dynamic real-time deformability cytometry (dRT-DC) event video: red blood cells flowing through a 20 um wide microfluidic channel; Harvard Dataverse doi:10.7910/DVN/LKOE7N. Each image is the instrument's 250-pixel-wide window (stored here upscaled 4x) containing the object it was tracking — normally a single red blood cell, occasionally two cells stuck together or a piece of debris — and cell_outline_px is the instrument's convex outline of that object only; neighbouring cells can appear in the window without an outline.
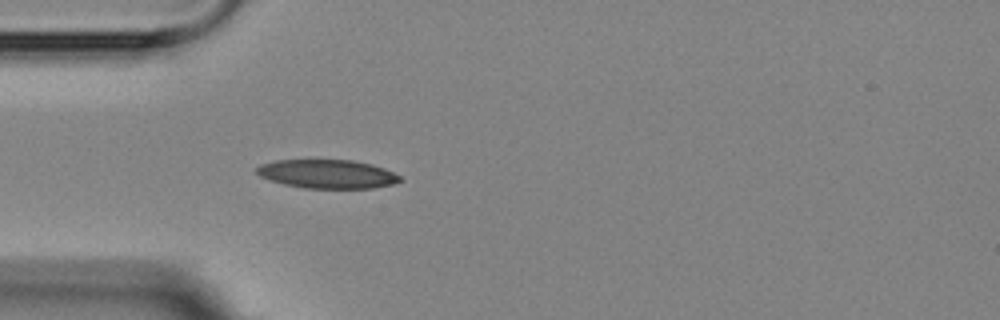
{"species": "Egyptian fruit bat (a non-hibernating species)", "species_latin": "Rousettus aegyptiacus", "temperature_condition": "room temperature", "stored_images_in_passage": 1, "camera_frame_rate_fps": 3000, "um_per_image_px": 0.085, "animal": {"sex": "female"}, "frame": {"image": 1, "passage_image": 1, "time_ms": 0.0, "image_size_px": [1000, 320], "cell_outline_px": [[404, 180], [392, 184], [372, 188], [304, 188], [284, 184], [260, 176], [256, 172], [256, 168], [260, 164], [276, 160], [352, 160], [372, 164], [384, 168], [400, 176]], "centroid_in_image_um": [27.83, 14.78], "position_along_channel_um": 57.2, "area_um2": 23.93}}